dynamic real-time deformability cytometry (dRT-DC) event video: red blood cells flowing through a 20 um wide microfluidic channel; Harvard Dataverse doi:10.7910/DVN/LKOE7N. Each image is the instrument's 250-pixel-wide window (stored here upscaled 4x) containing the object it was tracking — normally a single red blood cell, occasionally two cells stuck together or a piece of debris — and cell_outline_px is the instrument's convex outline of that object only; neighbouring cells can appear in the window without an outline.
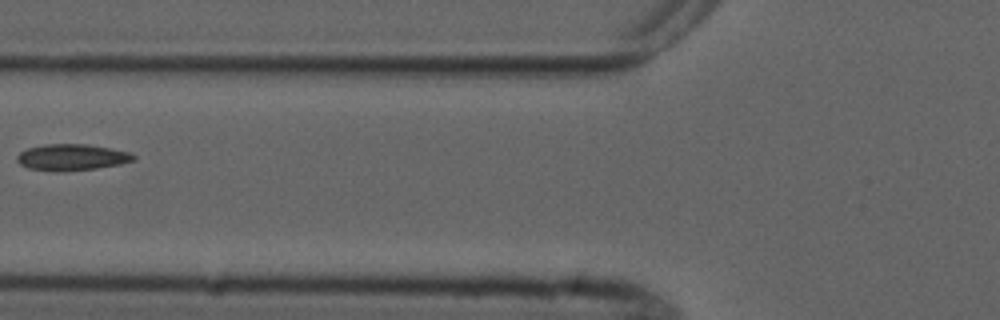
{"species": "common noctule bat (a hibernating species)", "species_latin": "Nyctalus noctula", "temperature_condition": "cold", "stored_images_in_passage": 6, "camera_frame_rate_fps": 3000, "um_per_image_px": 0.085, "animal": {"sex": "male", "forearm_length_mm": 52.5}, "frame": {"image": 1, "passage_image": 5, "time_ms": 6.0, "image_size_px": [1000, 320], "cell_outline_px": [[136, 160], [120, 164], [96, 168], [64, 172], [60, 172], [28, 168], [20, 164], [16, 160], [16, 156], [20, 152], [28, 148], [44, 144], [88, 144], [128, 152], [136, 156]], "centroid_in_image_um": [6.08, 13.37], "position_along_channel_um": 119.7, "area_um2": 17.92}}
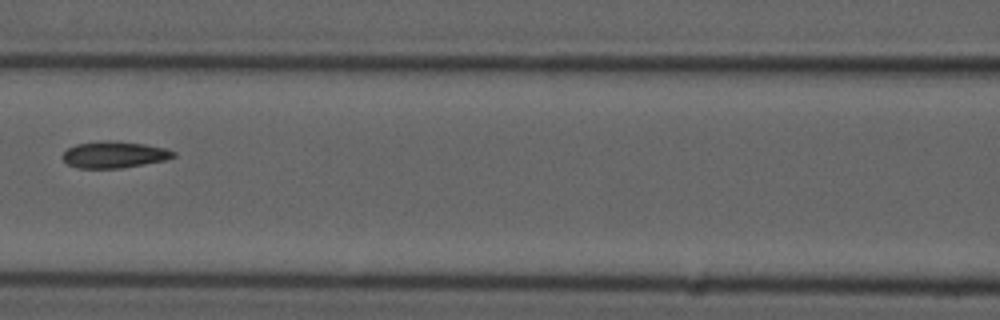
{"frame": {"image": 2, "passage_image": 6, "time_ms": 7.0, "image_size_px": [1000, 320], "cell_outline_px": [[176, 156], [164, 160], [144, 164], [120, 168], [76, 168], [68, 164], [60, 156], [68, 148], [76, 144], [108, 140], [144, 144], [164, 148], [176, 152]], "centroid_in_image_um": [9.68, 13.15], "position_along_channel_um": 156.9, "area_um2": 17.05}}